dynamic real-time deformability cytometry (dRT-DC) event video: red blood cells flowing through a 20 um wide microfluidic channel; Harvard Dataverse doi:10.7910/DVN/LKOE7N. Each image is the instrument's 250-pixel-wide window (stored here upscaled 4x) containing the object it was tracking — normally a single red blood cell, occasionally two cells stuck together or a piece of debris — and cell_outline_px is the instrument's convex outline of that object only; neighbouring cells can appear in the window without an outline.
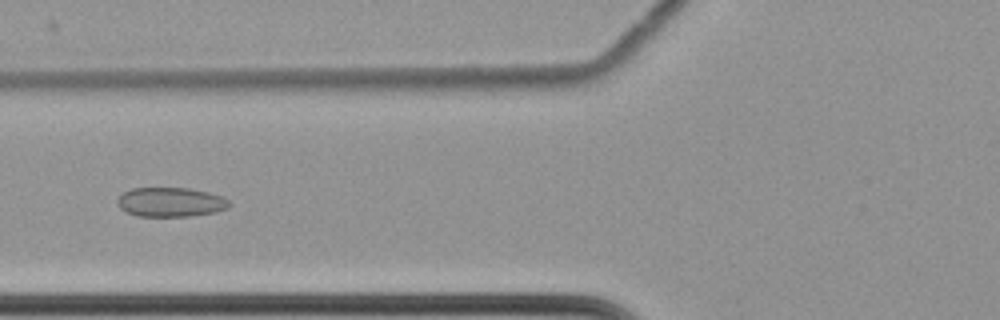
{"species": "common noctule bat (a hibernating species)", "species_latin": "Nyctalus noctula", "temperature_condition": "cold", "stored_images_in_passage": 62, "camera_frame_rate_fps": 3000, "um_per_image_px": 0.085, "animal": {"sex": "female", "body_mass_g": 22.7, "forearm_length_mm": 54.2}, "frame": {"image": 1, "passage_image": 27, "time_ms": 8.667, "image_size_px": [1000, 320], "cell_outline_px": [[232, 204], [228, 208], [216, 212], [188, 216], [136, 216], [120, 208], [116, 204], [116, 200], [124, 192], [132, 188], [188, 188], [208, 192], [224, 196]], "centroid_in_image_um": [14.52, 17.18], "position_along_channel_um": 111.3, "area_um2": 19.25}}
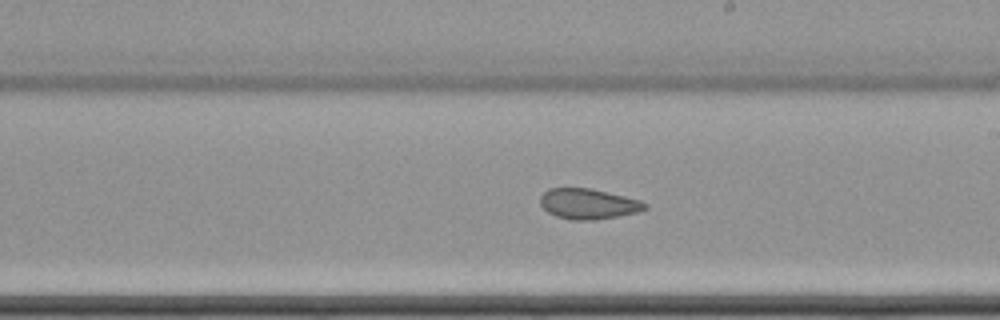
{"frame": {"image": 2, "passage_image": 38, "time_ms": 12.333, "image_size_px": [1000, 320], "cell_outline_px": [[648, 208], [640, 212], [592, 220], [572, 220], [556, 216], [548, 212], [540, 204], [540, 196], [548, 188], [592, 188], [640, 200], [648, 204]], "centroid_in_image_um": [50.01, 17.32], "position_along_channel_um": 239.0, "area_um2": 18.61}}
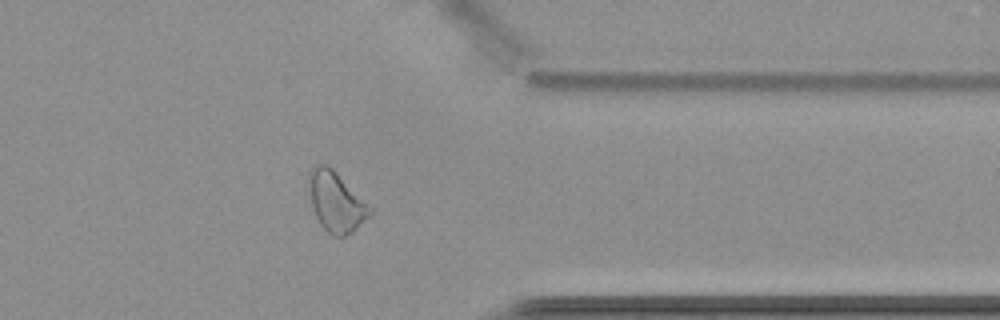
{"frame": {"image": 3, "passage_image": 51, "time_ms": 16.667, "image_size_px": [1000, 320], "cell_outline_px": [[372, 212], [352, 232], [344, 236], [332, 236], [320, 224], [312, 208], [308, 184], [308, 172], [316, 164], [328, 164], [372, 208]], "centroid_in_image_um": [28.52, 17.13], "position_along_channel_um": 382.9, "area_um2": 21.1}, "authors_computed_cell_mechanics": {"area_um2": 22.1085, "velocity_mm_per_s": 3.4834, "shape_relaxation_time_tau1_ms": null, "shape_relaxation_time_tau2_ms": 2.921, "deformation_change_tau1": null, "deformation_change_tau2": 0.0882}}